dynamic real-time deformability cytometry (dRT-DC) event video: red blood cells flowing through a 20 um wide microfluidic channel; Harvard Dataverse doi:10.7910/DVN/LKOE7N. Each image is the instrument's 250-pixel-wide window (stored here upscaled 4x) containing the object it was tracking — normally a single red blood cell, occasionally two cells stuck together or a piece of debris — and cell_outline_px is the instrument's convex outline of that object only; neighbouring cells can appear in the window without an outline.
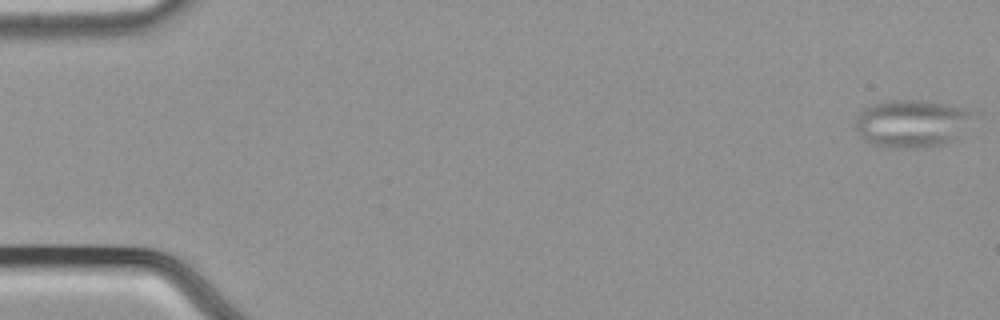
{"species": "common noctule bat (a hibernating species)", "species_latin": "Nyctalus noctula", "temperature_condition": "cold", "stored_images_in_passage": 56, "camera_frame_rate_fps": 3000, "um_per_image_px": 0.085, "animal": {"sex": "male", "body_mass_g": 21.5, "forearm_length_mm": 52.0}, "frame": {"image": 1, "passage_image": 1, "time_ms": 0.0, "image_size_px": [1000, 320], "cell_outline_px": [[976, 112], [956, 140], [944, 144], [928, 148], [888, 148], [872, 144], [864, 140], [856, 132], [856, 116], [864, 108], [872, 104], [888, 100], [928, 100], [964, 108]], "centroid_in_image_um": [77.49, 10.5], "position_along_channel_um": 7.5, "area_um2": 33.23}}
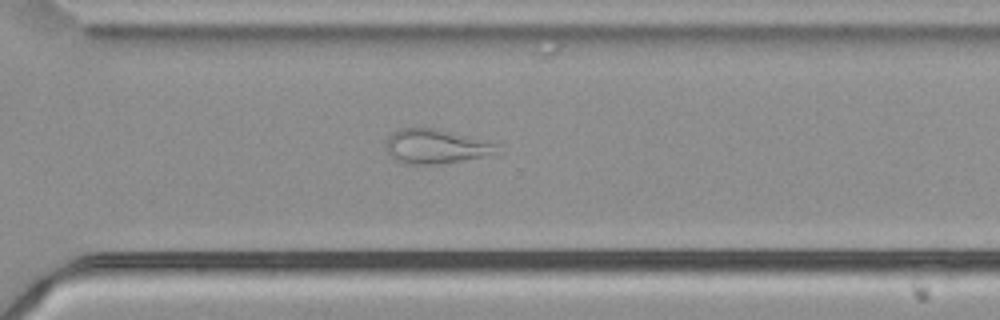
{"frame": {"image": 2, "passage_image": 40, "time_ms": 13.0, "image_size_px": [1000, 320], "cell_outline_px": [[496, 144], [484, 156], [436, 164], [404, 164], [392, 160], [388, 152], [388, 136], [400, 128], [436, 128], [484, 140]], "centroid_in_image_um": [36.89, 12.44], "position_along_channel_um": 333.7, "area_um2": 21.44}}
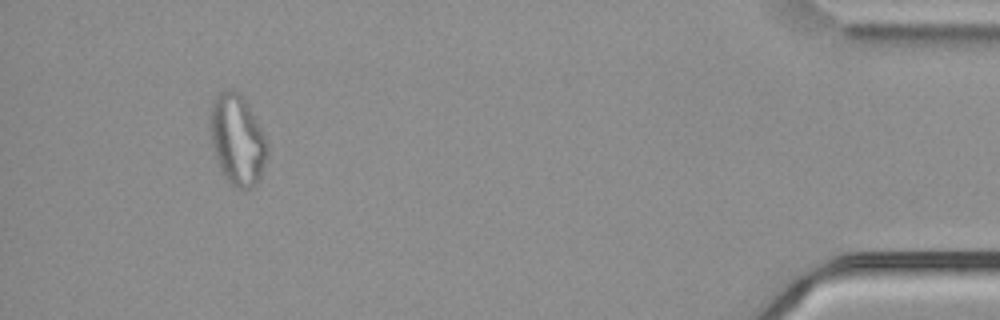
{"frame": {"image": 3, "passage_image": 52, "time_ms": 17.0, "image_size_px": [1000, 320], "cell_outline_px": [[268, 152], [260, 176], [256, 184], [252, 188], [236, 188], [224, 176], [216, 160], [212, 140], [212, 104], [216, 96], [224, 88], [232, 88], [240, 92], [244, 96], [264, 136], [268, 148]], "centroid_in_image_um": [20.19, 11.86], "position_along_channel_um": 415.0, "area_um2": 29.54}, "authors_computed_cell_mechanics": {"area_um2": 28.611, "velocity_mm_per_s": 3.7456, "shape_relaxation_time_tau1_ms": null, "shape_relaxation_time_tau2_ms": 2.2172, "deformation_change_tau1": null, "deformation_change_tau2": 0.1161}}